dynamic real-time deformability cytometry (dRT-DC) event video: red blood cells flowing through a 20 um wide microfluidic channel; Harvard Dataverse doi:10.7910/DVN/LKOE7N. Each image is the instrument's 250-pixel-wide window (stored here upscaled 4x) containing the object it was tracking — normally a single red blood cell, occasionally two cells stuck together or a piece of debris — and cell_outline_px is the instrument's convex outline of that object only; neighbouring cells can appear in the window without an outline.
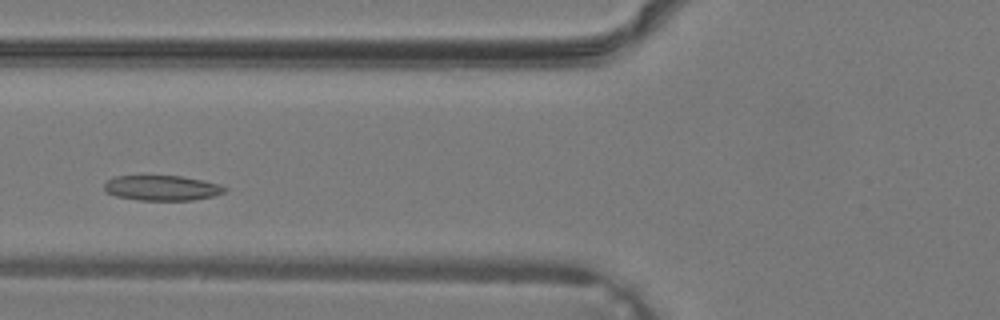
{"species": "common noctule bat (a hibernating species)", "species_latin": "Nyctalus noctula", "temperature_condition": "warm", "stored_images_in_passage": 31, "camera_frame_rate_fps": 3000, "um_per_image_px": 0.085, "animal": {"sex": "male", "body_mass_g": 19.2, "forearm_length_mm": 51.8}, "frame": {"image": 1, "passage_image": 8, "time_ms": 2.333, "image_size_px": [1000, 320], "cell_outline_px": [[228, 188], [224, 192], [216, 196], [192, 200], [136, 200], [116, 196], [104, 192], [104, 184], [108, 180], [116, 176], [180, 176], [204, 180], [220, 184]], "centroid_in_image_um": [13.78, 15.98], "position_along_channel_um": 112.0, "area_um2": 17.8}}
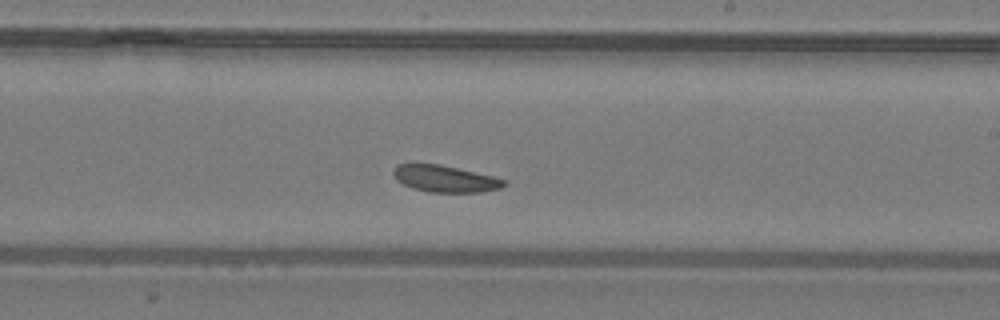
{"frame": {"image": 2, "passage_image": 16, "time_ms": 5.0, "image_size_px": [1000, 320], "cell_outline_px": [[508, 184], [500, 188], [480, 192], [428, 192], [404, 184], [396, 180], [392, 172], [396, 164], [440, 164], [492, 176], [504, 180]], "centroid_in_image_um": [37.82, 15.19], "position_along_channel_um": 251.2, "area_um2": 16.99}}
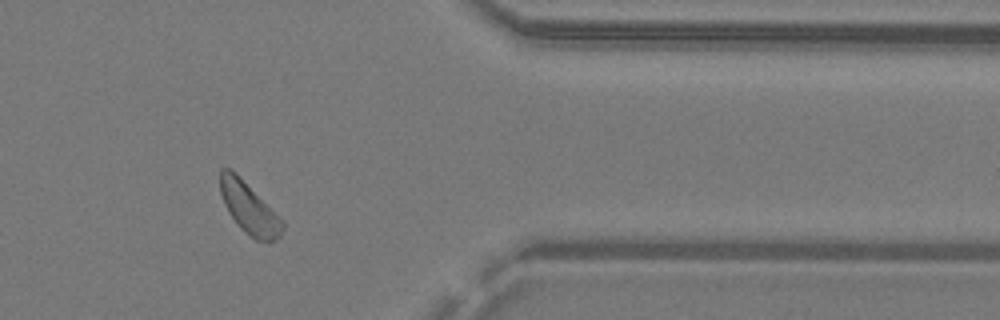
{"frame": {"image": 3, "passage_image": 25, "time_ms": 8.0, "image_size_px": [1000, 320], "cell_outline_px": [[284, 228], [280, 236], [268, 244], [256, 240], [240, 228], [228, 212], [224, 204], [220, 192], [220, 168], [232, 168], [280, 216], [284, 224]], "centroid_in_image_um": [21.18, 17.69], "position_along_channel_um": 390.2, "area_um2": 18.84}}